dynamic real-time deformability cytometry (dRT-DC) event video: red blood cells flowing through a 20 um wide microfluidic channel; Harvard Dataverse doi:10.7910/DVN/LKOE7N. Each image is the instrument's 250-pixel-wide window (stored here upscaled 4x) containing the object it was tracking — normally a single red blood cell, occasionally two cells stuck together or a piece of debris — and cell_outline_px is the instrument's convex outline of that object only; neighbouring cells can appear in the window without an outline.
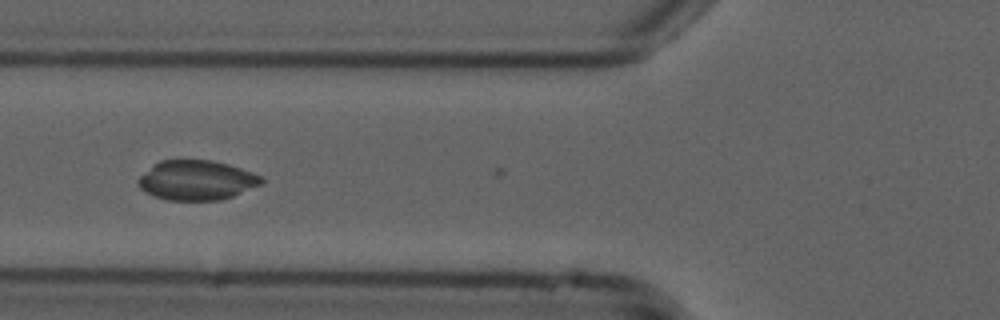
{"species": "common noctule bat (a hibernating species)", "species_latin": "Nyctalus noctula", "temperature_condition": "cold", "stored_images_in_passage": 6, "camera_frame_rate_fps": 3000, "um_per_image_px": 0.085, "animal": {"sex": "male", "forearm_length_mm": 52.5}, "frame": {"image": 1, "passage_image": 3, "time_ms": 0.667, "image_size_px": [1000, 320], "cell_outline_px": [[264, 184], [232, 196], [220, 200], [168, 200], [144, 192], [140, 188], [136, 180], [152, 164], [160, 160], [212, 160], [228, 164], [264, 176]], "centroid_in_image_um": [16.72, 15.31], "position_along_channel_um": 109.1, "area_um2": 28.73}}